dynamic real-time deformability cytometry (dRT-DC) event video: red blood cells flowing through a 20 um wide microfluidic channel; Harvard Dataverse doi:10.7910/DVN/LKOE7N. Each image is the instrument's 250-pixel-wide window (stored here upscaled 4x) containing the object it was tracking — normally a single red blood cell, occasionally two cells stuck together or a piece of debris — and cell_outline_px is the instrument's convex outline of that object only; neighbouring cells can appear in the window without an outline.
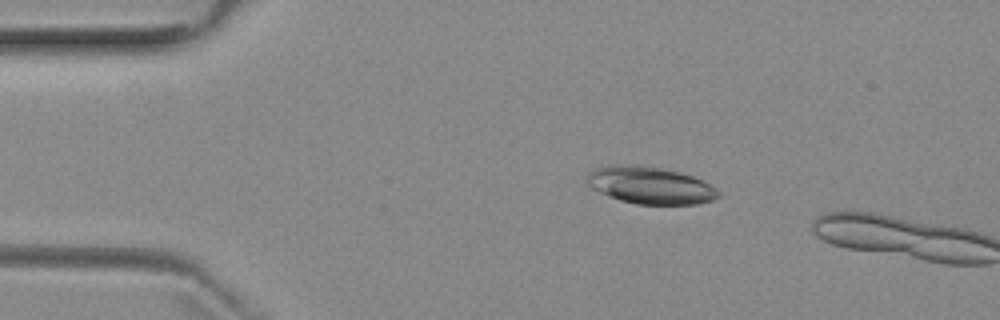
{"species": "common noctule bat (a hibernating species)", "species_latin": "Nyctalus noctula", "temperature_condition": "room temperature", "stored_images_in_passage": 2, "camera_frame_rate_fps": 3000, "um_per_image_px": 0.085, "animal": {"sex": "female", "body_mass_g": 29.2, "forearm_length_mm": 56.3}, "frame": {"image": 1, "passage_image": 1, "time_ms": 0.0, "image_size_px": [1000, 320], "cell_outline_px": [[720, 196], [712, 200], [696, 204], [636, 204], [620, 200], [608, 196], [592, 188], [588, 184], [588, 172], [596, 168], [612, 164], [636, 164], [660, 168], [680, 172], [692, 176], [716, 188], [720, 192]], "centroid_in_image_um": [55.25, 15.74], "position_along_channel_um": 29.7, "area_um2": 28.38}}